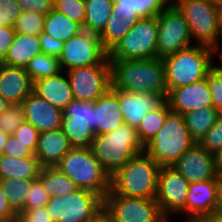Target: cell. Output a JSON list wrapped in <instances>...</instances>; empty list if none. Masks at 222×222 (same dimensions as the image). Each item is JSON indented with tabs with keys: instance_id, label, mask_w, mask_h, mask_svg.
Returning <instances> with one entry per match:
<instances>
[{
	"instance_id": "obj_21",
	"label": "cell",
	"mask_w": 222,
	"mask_h": 222,
	"mask_svg": "<svg viewBox=\"0 0 222 222\" xmlns=\"http://www.w3.org/2000/svg\"><path fill=\"white\" fill-rule=\"evenodd\" d=\"M33 93L61 110H64L74 100L71 85L65 71L51 77L36 80L33 86Z\"/></svg>"
},
{
	"instance_id": "obj_61",
	"label": "cell",
	"mask_w": 222,
	"mask_h": 222,
	"mask_svg": "<svg viewBox=\"0 0 222 222\" xmlns=\"http://www.w3.org/2000/svg\"><path fill=\"white\" fill-rule=\"evenodd\" d=\"M170 219H164L162 222H169Z\"/></svg>"
},
{
	"instance_id": "obj_11",
	"label": "cell",
	"mask_w": 222,
	"mask_h": 222,
	"mask_svg": "<svg viewBox=\"0 0 222 222\" xmlns=\"http://www.w3.org/2000/svg\"><path fill=\"white\" fill-rule=\"evenodd\" d=\"M104 210L112 222H162V214L156 199L126 197L111 190L104 197Z\"/></svg>"
},
{
	"instance_id": "obj_47",
	"label": "cell",
	"mask_w": 222,
	"mask_h": 222,
	"mask_svg": "<svg viewBox=\"0 0 222 222\" xmlns=\"http://www.w3.org/2000/svg\"><path fill=\"white\" fill-rule=\"evenodd\" d=\"M14 158H24L29 156H35V154L22 142L18 141V138H14L10 135L8 141L6 142L3 153Z\"/></svg>"
},
{
	"instance_id": "obj_32",
	"label": "cell",
	"mask_w": 222,
	"mask_h": 222,
	"mask_svg": "<svg viewBox=\"0 0 222 222\" xmlns=\"http://www.w3.org/2000/svg\"><path fill=\"white\" fill-rule=\"evenodd\" d=\"M133 25L134 23L129 22L125 17H118L116 14L111 13L104 30L99 35L104 49L109 53Z\"/></svg>"
},
{
	"instance_id": "obj_13",
	"label": "cell",
	"mask_w": 222,
	"mask_h": 222,
	"mask_svg": "<svg viewBox=\"0 0 222 222\" xmlns=\"http://www.w3.org/2000/svg\"><path fill=\"white\" fill-rule=\"evenodd\" d=\"M189 182L173 166H162L158 176L156 201L166 219L183 215L186 222V198Z\"/></svg>"
},
{
	"instance_id": "obj_30",
	"label": "cell",
	"mask_w": 222,
	"mask_h": 222,
	"mask_svg": "<svg viewBox=\"0 0 222 222\" xmlns=\"http://www.w3.org/2000/svg\"><path fill=\"white\" fill-rule=\"evenodd\" d=\"M0 183L12 210L15 213L23 212L33 179L6 178L0 179Z\"/></svg>"
},
{
	"instance_id": "obj_56",
	"label": "cell",
	"mask_w": 222,
	"mask_h": 222,
	"mask_svg": "<svg viewBox=\"0 0 222 222\" xmlns=\"http://www.w3.org/2000/svg\"><path fill=\"white\" fill-rule=\"evenodd\" d=\"M10 105L8 101L0 94V114Z\"/></svg>"
},
{
	"instance_id": "obj_17",
	"label": "cell",
	"mask_w": 222,
	"mask_h": 222,
	"mask_svg": "<svg viewBox=\"0 0 222 222\" xmlns=\"http://www.w3.org/2000/svg\"><path fill=\"white\" fill-rule=\"evenodd\" d=\"M166 101L172 112L182 115L189 111L213 106L206 78L172 89L168 93Z\"/></svg>"
},
{
	"instance_id": "obj_22",
	"label": "cell",
	"mask_w": 222,
	"mask_h": 222,
	"mask_svg": "<svg viewBox=\"0 0 222 222\" xmlns=\"http://www.w3.org/2000/svg\"><path fill=\"white\" fill-rule=\"evenodd\" d=\"M72 149L63 130H50L39 134L35 156L41 167L56 166Z\"/></svg>"
},
{
	"instance_id": "obj_44",
	"label": "cell",
	"mask_w": 222,
	"mask_h": 222,
	"mask_svg": "<svg viewBox=\"0 0 222 222\" xmlns=\"http://www.w3.org/2000/svg\"><path fill=\"white\" fill-rule=\"evenodd\" d=\"M22 13L17 0H0V26H12Z\"/></svg>"
},
{
	"instance_id": "obj_14",
	"label": "cell",
	"mask_w": 222,
	"mask_h": 222,
	"mask_svg": "<svg viewBox=\"0 0 222 222\" xmlns=\"http://www.w3.org/2000/svg\"><path fill=\"white\" fill-rule=\"evenodd\" d=\"M66 73L76 100L94 102L111 88L109 63L77 67Z\"/></svg>"
},
{
	"instance_id": "obj_46",
	"label": "cell",
	"mask_w": 222,
	"mask_h": 222,
	"mask_svg": "<svg viewBox=\"0 0 222 222\" xmlns=\"http://www.w3.org/2000/svg\"><path fill=\"white\" fill-rule=\"evenodd\" d=\"M135 9V0H114L112 14H116L118 17H125L129 22L135 23L139 19Z\"/></svg>"
},
{
	"instance_id": "obj_54",
	"label": "cell",
	"mask_w": 222,
	"mask_h": 222,
	"mask_svg": "<svg viewBox=\"0 0 222 222\" xmlns=\"http://www.w3.org/2000/svg\"><path fill=\"white\" fill-rule=\"evenodd\" d=\"M212 217H221L222 218V188L218 192L217 206Z\"/></svg>"
},
{
	"instance_id": "obj_15",
	"label": "cell",
	"mask_w": 222,
	"mask_h": 222,
	"mask_svg": "<svg viewBox=\"0 0 222 222\" xmlns=\"http://www.w3.org/2000/svg\"><path fill=\"white\" fill-rule=\"evenodd\" d=\"M220 178L189 183L186 198V222H207L217 206Z\"/></svg>"
},
{
	"instance_id": "obj_23",
	"label": "cell",
	"mask_w": 222,
	"mask_h": 222,
	"mask_svg": "<svg viewBox=\"0 0 222 222\" xmlns=\"http://www.w3.org/2000/svg\"><path fill=\"white\" fill-rule=\"evenodd\" d=\"M96 135L110 133L124 124L117 89L110 88L95 101Z\"/></svg>"
},
{
	"instance_id": "obj_24",
	"label": "cell",
	"mask_w": 222,
	"mask_h": 222,
	"mask_svg": "<svg viewBox=\"0 0 222 222\" xmlns=\"http://www.w3.org/2000/svg\"><path fill=\"white\" fill-rule=\"evenodd\" d=\"M41 53L40 35L16 33L2 63L25 68L30 60Z\"/></svg>"
},
{
	"instance_id": "obj_9",
	"label": "cell",
	"mask_w": 222,
	"mask_h": 222,
	"mask_svg": "<svg viewBox=\"0 0 222 222\" xmlns=\"http://www.w3.org/2000/svg\"><path fill=\"white\" fill-rule=\"evenodd\" d=\"M45 208L54 222H87L104 209V198L92 191L79 189L50 198Z\"/></svg>"
},
{
	"instance_id": "obj_53",
	"label": "cell",
	"mask_w": 222,
	"mask_h": 222,
	"mask_svg": "<svg viewBox=\"0 0 222 222\" xmlns=\"http://www.w3.org/2000/svg\"><path fill=\"white\" fill-rule=\"evenodd\" d=\"M215 169L218 175L222 173V149L214 154Z\"/></svg>"
},
{
	"instance_id": "obj_57",
	"label": "cell",
	"mask_w": 222,
	"mask_h": 222,
	"mask_svg": "<svg viewBox=\"0 0 222 222\" xmlns=\"http://www.w3.org/2000/svg\"><path fill=\"white\" fill-rule=\"evenodd\" d=\"M217 57H220L218 60L221 62L219 65L222 67V42L221 47L217 50Z\"/></svg>"
},
{
	"instance_id": "obj_26",
	"label": "cell",
	"mask_w": 222,
	"mask_h": 222,
	"mask_svg": "<svg viewBox=\"0 0 222 222\" xmlns=\"http://www.w3.org/2000/svg\"><path fill=\"white\" fill-rule=\"evenodd\" d=\"M85 19L83 30L100 35L111 16L114 0H84Z\"/></svg>"
},
{
	"instance_id": "obj_20",
	"label": "cell",
	"mask_w": 222,
	"mask_h": 222,
	"mask_svg": "<svg viewBox=\"0 0 222 222\" xmlns=\"http://www.w3.org/2000/svg\"><path fill=\"white\" fill-rule=\"evenodd\" d=\"M33 86L25 68L0 63V94L10 104H21L33 93Z\"/></svg>"
},
{
	"instance_id": "obj_36",
	"label": "cell",
	"mask_w": 222,
	"mask_h": 222,
	"mask_svg": "<svg viewBox=\"0 0 222 222\" xmlns=\"http://www.w3.org/2000/svg\"><path fill=\"white\" fill-rule=\"evenodd\" d=\"M45 16L37 12L22 11L13 25L15 33L40 35L44 30Z\"/></svg>"
},
{
	"instance_id": "obj_19",
	"label": "cell",
	"mask_w": 222,
	"mask_h": 222,
	"mask_svg": "<svg viewBox=\"0 0 222 222\" xmlns=\"http://www.w3.org/2000/svg\"><path fill=\"white\" fill-rule=\"evenodd\" d=\"M21 105L25 121L32 124L40 133L61 128L63 110L54 107L35 93L28 95Z\"/></svg>"
},
{
	"instance_id": "obj_4",
	"label": "cell",
	"mask_w": 222,
	"mask_h": 222,
	"mask_svg": "<svg viewBox=\"0 0 222 222\" xmlns=\"http://www.w3.org/2000/svg\"><path fill=\"white\" fill-rule=\"evenodd\" d=\"M90 149L110 177L132 157L144 151L136 128L122 124L110 133L95 135Z\"/></svg>"
},
{
	"instance_id": "obj_60",
	"label": "cell",
	"mask_w": 222,
	"mask_h": 222,
	"mask_svg": "<svg viewBox=\"0 0 222 222\" xmlns=\"http://www.w3.org/2000/svg\"><path fill=\"white\" fill-rule=\"evenodd\" d=\"M220 177V181H221V184H222V173L219 175Z\"/></svg>"
},
{
	"instance_id": "obj_35",
	"label": "cell",
	"mask_w": 222,
	"mask_h": 222,
	"mask_svg": "<svg viewBox=\"0 0 222 222\" xmlns=\"http://www.w3.org/2000/svg\"><path fill=\"white\" fill-rule=\"evenodd\" d=\"M61 129L72 147H90L95 133L86 123L62 122Z\"/></svg>"
},
{
	"instance_id": "obj_1",
	"label": "cell",
	"mask_w": 222,
	"mask_h": 222,
	"mask_svg": "<svg viewBox=\"0 0 222 222\" xmlns=\"http://www.w3.org/2000/svg\"><path fill=\"white\" fill-rule=\"evenodd\" d=\"M108 61L111 88L132 93H157L166 100L168 91L162 58Z\"/></svg>"
},
{
	"instance_id": "obj_50",
	"label": "cell",
	"mask_w": 222,
	"mask_h": 222,
	"mask_svg": "<svg viewBox=\"0 0 222 222\" xmlns=\"http://www.w3.org/2000/svg\"><path fill=\"white\" fill-rule=\"evenodd\" d=\"M15 34V29L12 26H0V63L4 61Z\"/></svg>"
},
{
	"instance_id": "obj_7",
	"label": "cell",
	"mask_w": 222,
	"mask_h": 222,
	"mask_svg": "<svg viewBox=\"0 0 222 222\" xmlns=\"http://www.w3.org/2000/svg\"><path fill=\"white\" fill-rule=\"evenodd\" d=\"M194 143L183 115L171 111L144 151L161 167L172 166Z\"/></svg>"
},
{
	"instance_id": "obj_41",
	"label": "cell",
	"mask_w": 222,
	"mask_h": 222,
	"mask_svg": "<svg viewBox=\"0 0 222 222\" xmlns=\"http://www.w3.org/2000/svg\"><path fill=\"white\" fill-rule=\"evenodd\" d=\"M170 3L171 0H135V13L139 18L156 17Z\"/></svg>"
},
{
	"instance_id": "obj_55",
	"label": "cell",
	"mask_w": 222,
	"mask_h": 222,
	"mask_svg": "<svg viewBox=\"0 0 222 222\" xmlns=\"http://www.w3.org/2000/svg\"><path fill=\"white\" fill-rule=\"evenodd\" d=\"M9 137L10 135L8 133H5L0 129V154L3 153V148L6 142L8 141Z\"/></svg>"
},
{
	"instance_id": "obj_28",
	"label": "cell",
	"mask_w": 222,
	"mask_h": 222,
	"mask_svg": "<svg viewBox=\"0 0 222 222\" xmlns=\"http://www.w3.org/2000/svg\"><path fill=\"white\" fill-rule=\"evenodd\" d=\"M38 178L41 180L50 198L67 195L80 189L75 182L61 172L57 166L42 167Z\"/></svg>"
},
{
	"instance_id": "obj_3",
	"label": "cell",
	"mask_w": 222,
	"mask_h": 222,
	"mask_svg": "<svg viewBox=\"0 0 222 222\" xmlns=\"http://www.w3.org/2000/svg\"><path fill=\"white\" fill-rule=\"evenodd\" d=\"M215 57L217 51L214 48L195 44L163 58L168 93L206 78L216 65Z\"/></svg>"
},
{
	"instance_id": "obj_6",
	"label": "cell",
	"mask_w": 222,
	"mask_h": 222,
	"mask_svg": "<svg viewBox=\"0 0 222 222\" xmlns=\"http://www.w3.org/2000/svg\"><path fill=\"white\" fill-rule=\"evenodd\" d=\"M56 166L80 189L92 191L103 198L110 191V175L95 158L90 147H72Z\"/></svg>"
},
{
	"instance_id": "obj_42",
	"label": "cell",
	"mask_w": 222,
	"mask_h": 222,
	"mask_svg": "<svg viewBox=\"0 0 222 222\" xmlns=\"http://www.w3.org/2000/svg\"><path fill=\"white\" fill-rule=\"evenodd\" d=\"M49 200L50 197L48 192L44 189L41 180L39 178L33 179L24 209L45 207Z\"/></svg>"
},
{
	"instance_id": "obj_39",
	"label": "cell",
	"mask_w": 222,
	"mask_h": 222,
	"mask_svg": "<svg viewBox=\"0 0 222 222\" xmlns=\"http://www.w3.org/2000/svg\"><path fill=\"white\" fill-rule=\"evenodd\" d=\"M218 64V65H217ZM206 75L213 107L222 113V67L217 63Z\"/></svg>"
},
{
	"instance_id": "obj_25",
	"label": "cell",
	"mask_w": 222,
	"mask_h": 222,
	"mask_svg": "<svg viewBox=\"0 0 222 222\" xmlns=\"http://www.w3.org/2000/svg\"><path fill=\"white\" fill-rule=\"evenodd\" d=\"M41 168L36 156L17 159L6 154H0V179H36Z\"/></svg>"
},
{
	"instance_id": "obj_2",
	"label": "cell",
	"mask_w": 222,
	"mask_h": 222,
	"mask_svg": "<svg viewBox=\"0 0 222 222\" xmlns=\"http://www.w3.org/2000/svg\"><path fill=\"white\" fill-rule=\"evenodd\" d=\"M160 168L145 151L138 153L110 177V190L126 197L156 198Z\"/></svg>"
},
{
	"instance_id": "obj_10",
	"label": "cell",
	"mask_w": 222,
	"mask_h": 222,
	"mask_svg": "<svg viewBox=\"0 0 222 222\" xmlns=\"http://www.w3.org/2000/svg\"><path fill=\"white\" fill-rule=\"evenodd\" d=\"M157 57L165 58L195 45L185 17L171 2L158 16Z\"/></svg>"
},
{
	"instance_id": "obj_33",
	"label": "cell",
	"mask_w": 222,
	"mask_h": 222,
	"mask_svg": "<svg viewBox=\"0 0 222 222\" xmlns=\"http://www.w3.org/2000/svg\"><path fill=\"white\" fill-rule=\"evenodd\" d=\"M62 122L86 123L96 135L95 101L74 99L63 110Z\"/></svg>"
},
{
	"instance_id": "obj_43",
	"label": "cell",
	"mask_w": 222,
	"mask_h": 222,
	"mask_svg": "<svg viewBox=\"0 0 222 222\" xmlns=\"http://www.w3.org/2000/svg\"><path fill=\"white\" fill-rule=\"evenodd\" d=\"M40 132L32 124L24 121L12 134L18 141L26 146L35 154Z\"/></svg>"
},
{
	"instance_id": "obj_27",
	"label": "cell",
	"mask_w": 222,
	"mask_h": 222,
	"mask_svg": "<svg viewBox=\"0 0 222 222\" xmlns=\"http://www.w3.org/2000/svg\"><path fill=\"white\" fill-rule=\"evenodd\" d=\"M82 30L81 24L55 9L45 16L43 32L60 41L66 42Z\"/></svg>"
},
{
	"instance_id": "obj_58",
	"label": "cell",
	"mask_w": 222,
	"mask_h": 222,
	"mask_svg": "<svg viewBox=\"0 0 222 222\" xmlns=\"http://www.w3.org/2000/svg\"><path fill=\"white\" fill-rule=\"evenodd\" d=\"M214 3L219 9V11L222 13V0H214Z\"/></svg>"
},
{
	"instance_id": "obj_8",
	"label": "cell",
	"mask_w": 222,
	"mask_h": 222,
	"mask_svg": "<svg viewBox=\"0 0 222 222\" xmlns=\"http://www.w3.org/2000/svg\"><path fill=\"white\" fill-rule=\"evenodd\" d=\"M158 21L139 18L129 32L108 53V59L139 60L157 57Z\"/></svg>"
},
{
	"instance_id": "obj_12",
	"label": "cell",
	"mask_w": 222,
	"mask_h": 222,
	"mask_svg": "<svg viewBox=\"0 0 222 222\" xmlns=\"http://www.w3.org/2000/svg\"><path fill=\"white\" fill-rule=\"evenodd\" d=\"M62 71L86 67L99 63H109L108 52L104 49L99 35L82 30L64 42L58 57Z\"/></svg>"
},
{
	"instance_id": "obj_37",
	"label": "cell",
	"mask_w": 222,
	"mask_h": 222,
	"mask_svg": "<svg viewBox=\"0 0 222 222\" xmlns=\"http://www.w3.org/2000/svg\"><path fill=\"white\" fill-rule=\"evenodd\" d=\"M24 121V109L22 105L10 104L5 111L0 114V129L12 135Z\"/></svg>"
},
{
	"instance_id": "obj_5",
	"label": "cell",
	"mask_w": 222,
	"mask_h": 222,
	"mask_svg": "<svg viewBox=\"0 0 222 222\" xmlns=\"http://www.w3.org/2000/svg\"><path fill=\"white\" fill-rule=\"evenodd\" d=\"M171 2L185 17L195 44L209 46L216 51L221 47L222 13L214 0H172Z\"/></svg>"
},
{
	"instance_id": "obj_51",
	"label": "cell",
	"mask_w": 222,
	"mask_h": 222,
	"mask_svg": "<svg viewBox=\"0 0 222 222\" xmlns=\"http://www.w3.org/2000/svg\"><path fill=\"white\" fill-rule=\"evenodd\" d=\"M16 213L10 207L5 193L2 191L0 183V222H11Z\"/></svg>"
},
{
	"instance_id": "obj_18",
	"label": "cell",
	"mask_w": 222,
	"mask_h": 222,
	"mask_svg": "<svg viewBox=\"0 0 222 222\" xmlns=\"http://www.w3.org/2000/svg\"><path fill=\"white\" fill-rule=\"evenodd\" d=\"M117 98L125 124L138 129L144 116L165 100L157 93H132L117 89Z\"/></svg>"
},
{
	"instance_id": "obj_16",
	"label": "cell",
	"mask_w": 222,
	"mask_h": 222,
	"mask_svg": "<svg viewBox=\"0 0 222 222\" xmlns=\"http://www.w3.org/2000/svg\"><path fill=\"white\" fill-rule=\"evenodd\" d=\"M172 166L189 183L220 178L215 169L214 154L196 142Z\"/></svg>"
},
{
	"instance_id": "obj_45",
	"label": "cell",
	"mask_w": 222,
	"mask_h": 222,
	"mask_svg": "<svg viewBox=\"0 0 222 222\" xmlns=\"http://www.w3.org/2000/svg\"><path fill=\"white\" fill-rule=\"evenodd\" d=\"M11 222H54V220L45 207H39L16 213Z\"/></svg>"
},
{
	"instance_id": "obj_59",
	"label": "cell",
	"mask_w": 222,
	"mask_h": 222,
	"mask_svg": "<svg viewBox=\"0 0 222 222\" xmlns=\"http://www.w3.org/2000/svg\"><path fill=\"white\" fill-rule=\"evenodd\" d=\"M207 222H222L221 217H211Z\"/></svg>"
},
{
	"instance_id": "obj_34",
	"label": "cell",
	"mask_w": 222,
	"mask_h": 222,
	"mask_svg": "<svg viewBox=\"0 0 222 222\" xmlns=\"http://www.w3.org/2000/svg\"><path fill=\"white\" fill-rule=\"evenodd\" d=\"M29 77L35 82L38 79L51 77L62 72L58 57L47 54L36 55L25 67Z\"/></svg>"
},
{
	"instance_id": "obj_48",
	"label": "cell",
	"mask_w": 222,
	"mask_h": 222,
	"mask_svg": "<svg viewBox=\"0 0 222 222\" xmlns=\"http://www.w3.org/2000/svg\"><path fill=\"white\" fill-rule=\"evenodd\" d=\"M22 11L47 15L53 9V0H17Z\"/></svg>"
},
{
	"instance_id": "obj_31",
	"label": "cell",
	"mask_w": 222,
	"mask_h": 222,
	"mask_svg": "<svg viewBox=\"0 0 222 222\" xmlns=\"http://www.w3.org/2000/svg\"><path fill=\"white\" fill-rule=\"evenodd\" d=\"M171 112L168 102L165 100L156 109L149 111L137 129L140 142L145 147L163 126L167 115Z\"/></svg>"
},
{
	"instance_id": "obj_49",
	"label": "cell",
	"mask_w": 222,
	"mask_h": 222,
	"mask_svg": "<svg viewBox=\"0 0 222 222\" xmlns=\"http://www.w3.org/2000/svg\"><path fill=\"white\" fill-rule=\"evenodd\" d=\"M40 45L43 54L59 57L64 46V42L43 32L40 34Z\"/></svg>"
},
{
	"instance_id": "obj_52",
	"label": "cell",
	"mask_w": 222,
	"mask_h": 222,
	"mask_svg": "<svg viewBox=\"0 0 222 222\" xmlns=\"http://www.w3.org/2000/svg\"><path fill=\"white\" fill-rule=\"evenodd\" d=\"M87 222H112V220H111L109 214L103 209L93 219H91Z\"/></svg>"
},
{
	"instance_id": "obj_38",
	"label": "cell",
	"mask_w": 222,
	"mask_h": 222,
	"mask_svg": "<svg viewBox=\"0 0 222 222\" xmlns=\"http://www.w3.org/2000/svg\"><path fill=\"white\" fill-rule=\"evenodd\" d=\"M53 9L83 26L86 14L84 0H53Z\"/></svg>"
},
{
	"instance_id": "obj_40",
	"label": "cell",
	"mask_w": 222,
	"mask_h": 222,
	"mask_svg": "<svg viewBox=\"0 0 222 222\" xmlns=\"http://www.w3.org/2000/svg\"><path fill=\"white\" fill-rule=\"evenodd\" d=\"M199 144L212 154L222 149V113L218 114L216 123L207 131Z\"/></svg>"
},
{
	"instance_id": "obj_29",
	"label": "cell",
	"mask_w": 222,
	"mask_h": 222,
	"mask_svg": "<svg viewBox=\"0 0 222 222\" xmlns=\"http://www.w3.org/2000/svg\"><path fill=\"white\" fill-rule=\"evenodd\" d=\"M218 114L219 112L213 106L183 114L185 125L191 138L196 143H199L207 131L216 123Z\"/></svg>"
}]
</instances>
